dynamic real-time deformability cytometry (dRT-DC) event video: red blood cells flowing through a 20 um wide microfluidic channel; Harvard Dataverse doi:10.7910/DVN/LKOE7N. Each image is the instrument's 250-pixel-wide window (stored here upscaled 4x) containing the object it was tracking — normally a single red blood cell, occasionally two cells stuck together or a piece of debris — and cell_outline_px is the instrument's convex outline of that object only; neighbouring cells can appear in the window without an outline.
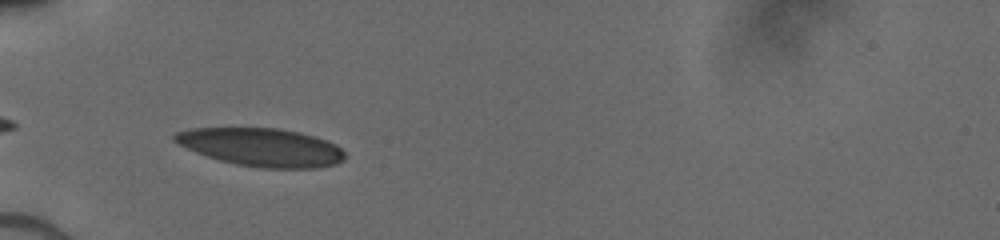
{"species": "human", "species_latin": "Homo sapiens", "temperature_condition": "cold", "stored_images_in_passage": 14, "camera_frame_rate_fps": 3000, "um_per_image_px": 0.085, "donor": {"sex": "male"}, "frame": {"image": 1, "passage_image": 1, "time_ms": 0.0, "image_size_px": [1000, 240], "cell_outline_px": [[344, 160], [336, 164], [316, 168], [260, 168], [236, 164], [220, 160], [196, 152], [172, 140], [172, 136], [176, 132], [192, 128], [276, 128], [300, 132], [328, 140], [336, 144], [344, 152]], "centroid_in_image_um": [22.25, 12.51], "position_along_channel_um": 62.8, "area_um2": 37.8}}
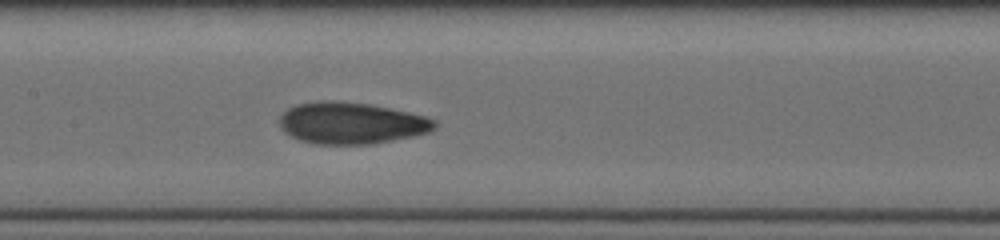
{"frame": {"image": 2, "passage_image": 7, "time_ms": 3.0, "image_size_px": [1000, 240], "cell_outline_px": [[436, 128], [428, 132], [412, 136], [372, 144], [316, 144], [300, 140], [284, 132], [280, 128], [280, 116], [288, 108], [296, 104], [316, 100], [336, 100], [368, 104], [408, 112], [424, 116], [436, 120]], "centroid_in_image_um": [29.83, 10.45], "position_along_channel_um": 177.6, "area_um2": 37.63}}
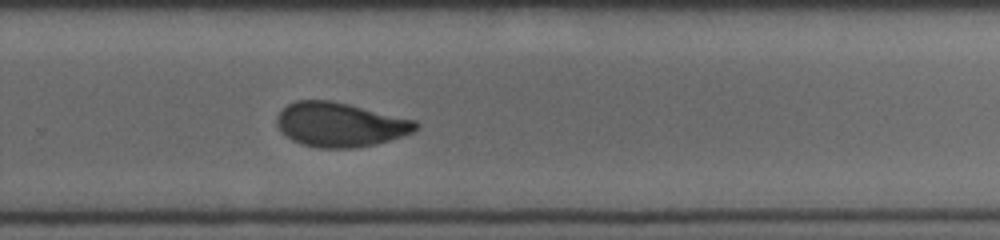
{"frame": {"image": 3, "passage_image": 14, "time_ms": 6.0, "image_size_px": [1000, 240], "cell_outline_px": [[420, 128], [404, 136], [376, 144], [356, 148], [316, 148], [300, 144], [292, 140], [280, 132], [276, 124], [276, 116], [288, 104], [296, 100], [332, 100], [416, 120], [420, 124]], "centroid_in_image_um": [28.91, 10.6], "position_along_channel_um": 300.9, "area_um2": 36.3}}